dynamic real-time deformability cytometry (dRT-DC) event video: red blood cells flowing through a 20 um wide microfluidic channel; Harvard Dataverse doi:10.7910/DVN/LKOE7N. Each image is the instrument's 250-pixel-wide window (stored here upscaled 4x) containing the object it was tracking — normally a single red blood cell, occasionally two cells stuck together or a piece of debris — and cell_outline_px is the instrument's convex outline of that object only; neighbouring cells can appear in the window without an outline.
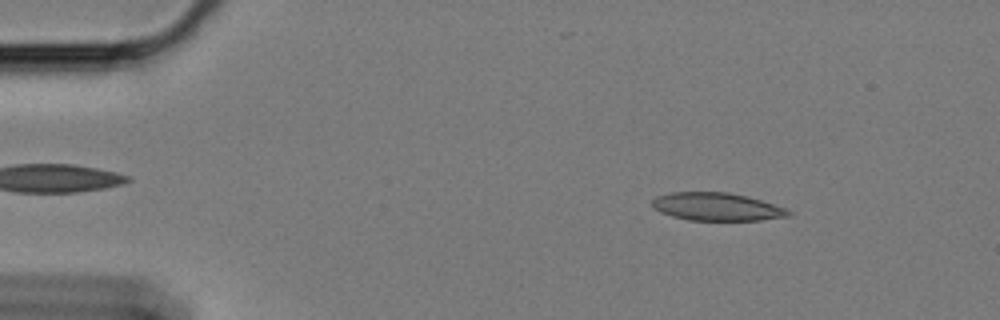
{"species": "Egyptian fruit bat (a non-hibernating species)", "species_latin": "Rousettus aegyptiacus", "temperature_condition": "cold", "stored_images_in_passage": 56, "camera_frame_rate_fps": 3000, "um_per_image_px": 0.085, "animal": {"sex": "female"}, "frame": {"image": 1, "passage_image": 6, "time_ms": 1.667, "image_size_px": [1000, 320], "cell_outline_px": [[792, 212], [788, 216], [760, 220], [688, 220], [672, 216], [660, 212], [652, 208], [652, 200], [656, 196], [672, 192], [728, 192], [760, 200], [784, 208]], "centroid_in_image_um": [60.86, 17.57], "position_along_channel_um": 24.1, "area_um2": 21.96}}
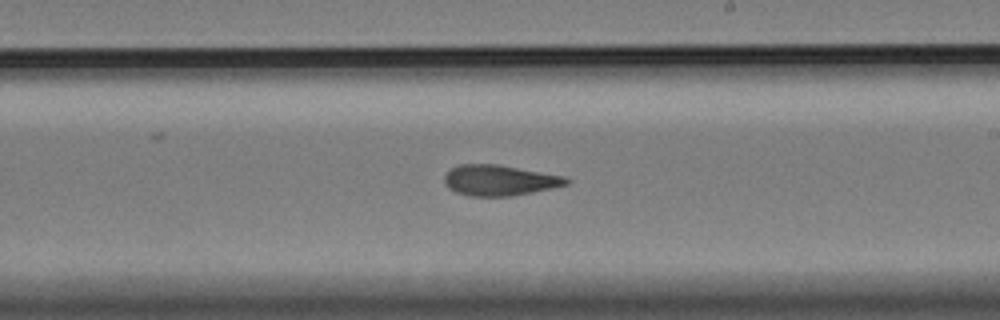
{"frame": {"image": 2, "passage_image": 32, "time_ms": 10.333, "image_size_px": [1000, 320], "cell_outline_px": [[572, 180], [568, 184], [552, 188], [512, 196], [468, 196], [456, 192], [448, 188], [444, 184], [444, 176], [452, 168], [460, 164], [500, 164], [568, 176]], "centroid_in_image_um": [42.5, 15.32], "position_along_channel_um": 246.5, "area_um2": 22.14}}
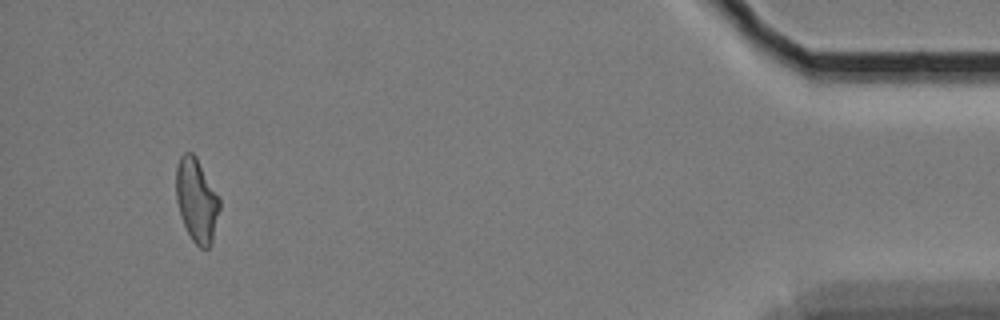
{"frame": {"image": 3, "passage_image": 53, "time_ms": 17.333, "image_size_px": [1000, 320], "cell_outline_px": [[220, 208], [212, 244], [208, 248], [200, 248], [192, 240], [180, 216], [176, 200], [176, 164], [180, 156], [184, 152], [192, 152], [196, 156], [220, 196]], "centroid_in_image_um": [16.72, 17.0], "position_along_channel_um": 418.5, "area_um2": 21.56}, "authors_computed_cell_mechanics": {"area_um2": 21.9351, "velocity_mm_per_s": 3.4116, "shape_relaxation_time_tau1_ms": null, "shape_relaxation_time_tau2_ms": 5.3037, "deformation_change_tau1": null, "deformation_change_tau2": 0.1245}}